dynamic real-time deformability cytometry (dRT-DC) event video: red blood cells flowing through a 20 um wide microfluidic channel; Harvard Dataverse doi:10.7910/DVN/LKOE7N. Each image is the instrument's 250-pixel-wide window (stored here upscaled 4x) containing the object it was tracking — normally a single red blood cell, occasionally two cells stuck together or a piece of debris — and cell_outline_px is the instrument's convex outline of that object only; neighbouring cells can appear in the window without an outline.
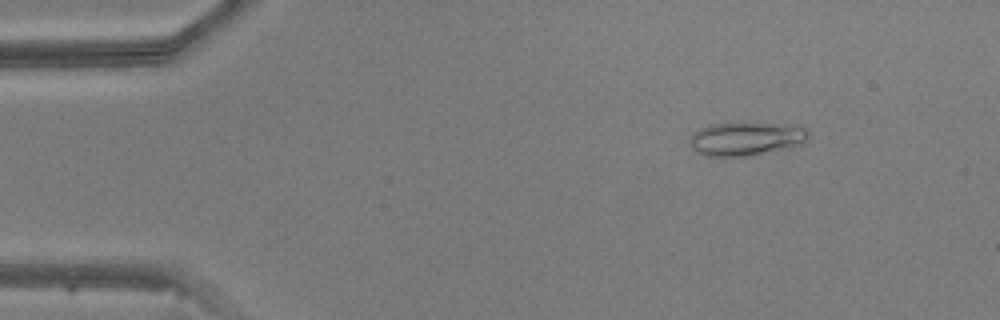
{"species": "common noctule bat (a hibernating species)", "species_latin": "Nyctalus noctula", "temperature_condition": "warm", "stored_images_in_passage": 49, "camera_frame_rate_fps": 3000, "um_per_image_px": 0.085, "animal": {"sex": "male", "body_mass_g": 20.5, "forearm_length_mm": 52.5}, "frame": {"image": 1, "passage_image": 7, "time_ms": 2.0, "image_size_px": [1000, 320], "cell_outline_px": [[808, 136], [804, 144], [788, 148], [744, 156], [708, 156], [696, 152], [688, 144], [688, 140], [700, 128], [712, 124], [776, 124], [808, 128]], "centroid_in_image_um": [63.4, 11.81], "position_along_channel_um": 21.6, "area_um2": 22.72}}
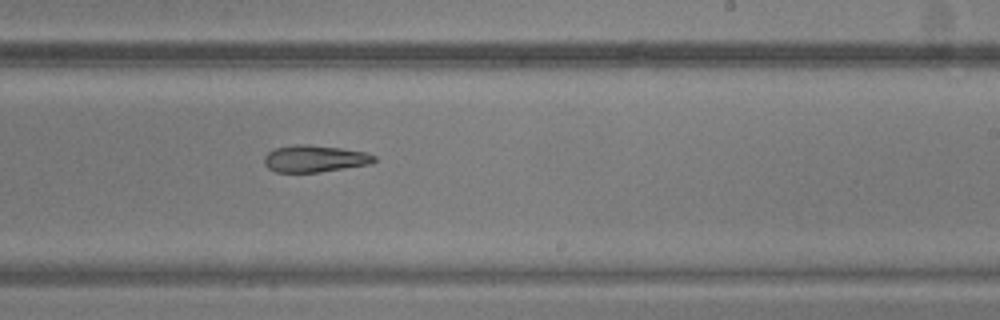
{"frame": {"image": 2, "passage_image": 30, "time_ms": 9.667, "image_size_px": [1000, 320], "cell_outline_px": [[376, 160], [372, 164], [320, 172], [276, 172], [268, 168], [264, 164], [264, 156], [268, 152], [276, 148], [296, 144], [304, 144], [340, 148], [364, 152], [376, 156]], "centroid_in_image_um": [26.75, 13.49], "position_along_channel_um": 262.3, "area_um2": 17.22}}
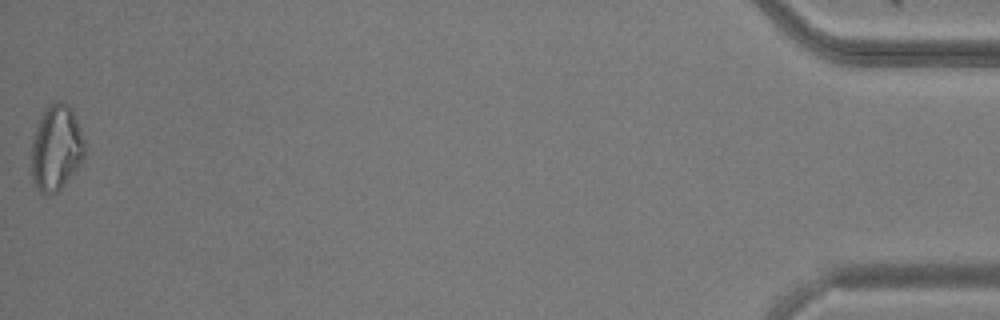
{"frame": {"image": 3, "passage_image": 49, "time_ms": 16.0, "image_size_px": [1000, 320], "cell_outline_px": [[84, 156], [76, 172], [56, 192], [40, 192], [36, 188], [32, 176], [32, 140], [36, 128], [44, 108], [48, 104], [56, 100], [68, 104], [72, 108], [84, 136]], "centroid_in_image_um": [4.8, 12.52], "position_along_channel_um": 430.4, "area_um2": 26.59}}